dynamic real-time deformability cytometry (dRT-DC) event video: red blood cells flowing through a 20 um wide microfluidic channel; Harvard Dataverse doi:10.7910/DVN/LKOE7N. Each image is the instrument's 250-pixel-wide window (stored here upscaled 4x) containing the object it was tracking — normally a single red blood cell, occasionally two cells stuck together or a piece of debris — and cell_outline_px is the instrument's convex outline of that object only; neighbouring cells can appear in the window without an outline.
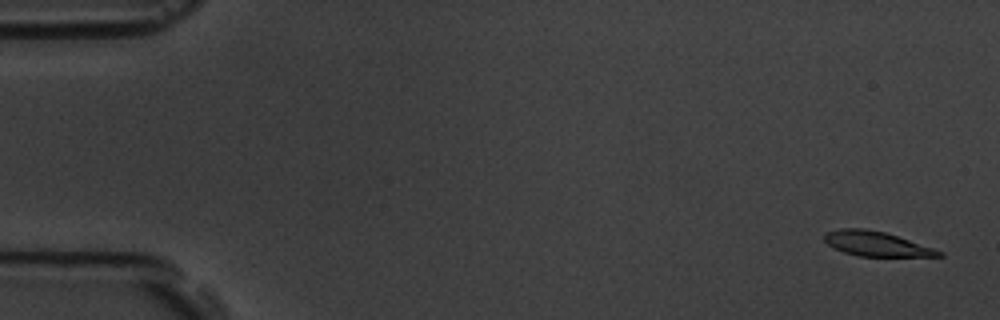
{"species": "common noctule bat (a hibernating species)", "species_latin": "Nyctalus noctula", "temperature_condition": "room temperature", "stored_images_in_passage": 15, "camera_frame_rate_fps": 3000, "um_per_image_px": 0.085, "animal": {"sex": "male", "body_mass_g": 19.5, "forearm_length_mm": 54.6}, "frame": {"image": 1, "passage_image": 1, "time_ms": 0.0, "image_size_px": [1000, 320], "cell_outline_px": [[944, 256], [860, 256], [844, 252], [828, 244], [824, 240], [824, 232], [840, 228], [864, 228], [884, 232], [944, 252]], "centroid_in_image_um": [74.44, 20.71], "position_along_channel_um": 10.6, "area_um2": 16.13}}
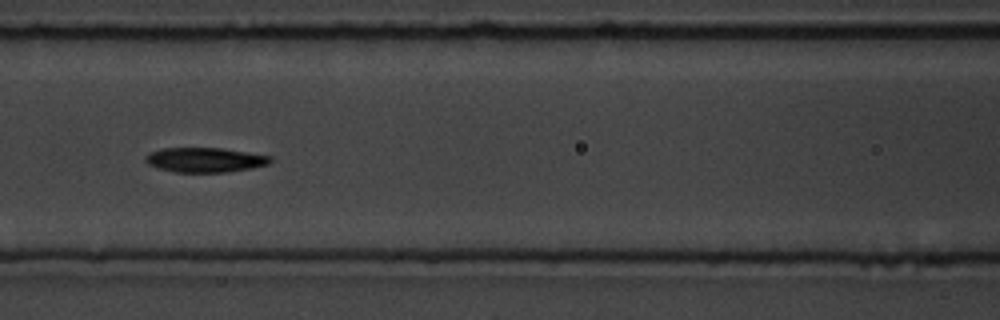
{"frame": {"image": 2, "passage_image": 7, "time_ms": 7.667, "image_size_px": [1000, 320], "cell_outline_px": [[272, 160], [268, 164], [252, 168], [228, 172], [176, 172], [160, 168], [148, 164], [144, 160], [144, 156], [160, 148], [220, 148], [248, 152], [272, 156]], "centroid_in_image_um": [17.44, 13.59], "position_along_channel_um": 149.2, "area_um2": 17.92}}
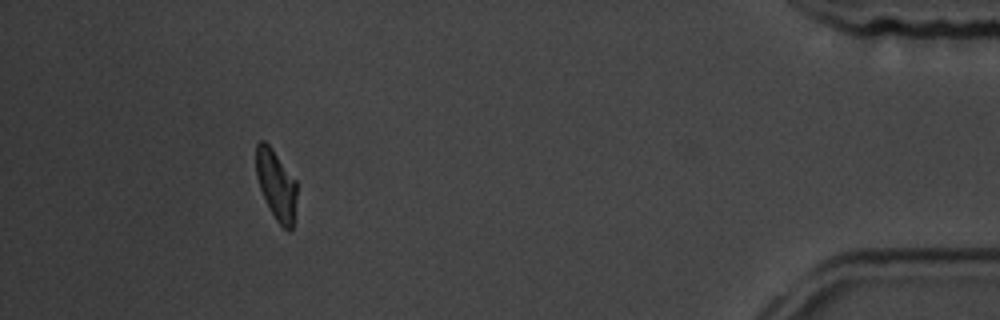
{"frame": {"image": 3, "passage_image": 14, "time_ms": 16.667, "image_size_px": [1000, 320], "cell_outline_px": [[296, 196], [292, 228], [288, 232], [276, 220], [260, 188], [256, 176], [256, 144], [260, 140], [264, 140], [272, 148], [296, 180]], "centroid_in_image_um": [23.47, 15.67], "position_along_channel_um": 411.7, "area_um2": 16.3}, "authors_computed_cell_mechanics": {"area_um2": 17.918, "velocity_mm_per_s": 3.59, "shape_relaxation_time_tau1_ms": 3.0778, "shape_relaxation_time_tau2_ms": null, "deformation_change_tau1": 0.1076, "deformation_change_tau2": null}}